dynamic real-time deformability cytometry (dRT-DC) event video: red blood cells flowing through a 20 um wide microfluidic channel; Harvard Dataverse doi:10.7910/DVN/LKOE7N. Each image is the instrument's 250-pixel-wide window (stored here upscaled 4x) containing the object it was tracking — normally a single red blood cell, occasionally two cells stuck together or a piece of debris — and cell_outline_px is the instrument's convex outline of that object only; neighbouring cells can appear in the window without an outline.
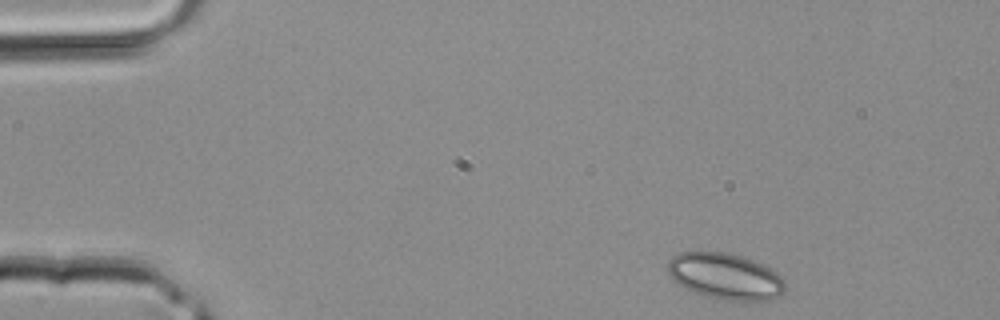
{"species": "common noctule bat (a hibernating species)", "species_latin": "Nyctalus noctula", "temperature_condition": "room temperature", "stored_images_in_passage": 34, "camera_frame_rate_fps": 3000, "um_per_image_px": 0.085, "animal": {"sex": "male", "body_mass_g": 20.4}, "frame": {"image": 1, "passage_image": 1, "time_ms": 0.0, "image_size_px": [1000, 320], "cell_outline_px": [[784, 288], [780, 296], [764, 304], [724, 300], [704, 296], [684, 288], [672, 280], [668, 272], [668, 260], [672, 256], [680, 252], [724, 252], [740, 256], [752, 260], [784, 276]], "centroid_in_image_um": [61.68, 23.54], "position_along_channel_um": 23.3, "area_um2": 32.31}}
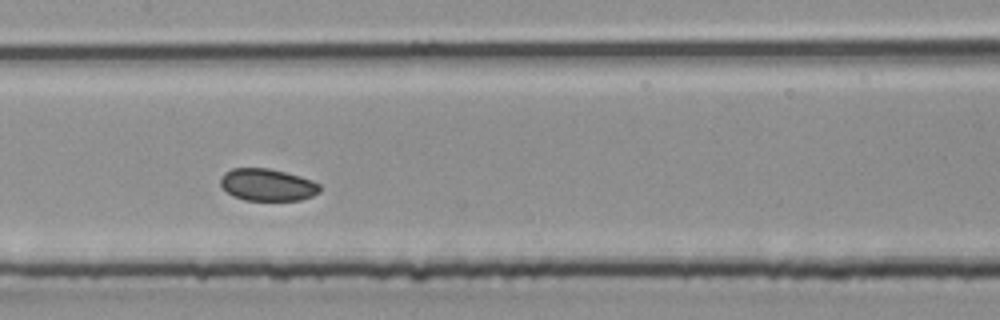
{"frame": {"image": 2, "passage_image": 15, "time_ms": 4.667, "image_size_px": [1000, 320], "cell_outline_px": [[320, 192], [312, 196], [300, 200], [244, 200], [232, 196], [220, 184], [220, 176], [224, 172], [232, 168], [268, 168], [300, 176], [312, 180], [320, 184]], "centroid_in_image_um": [22.72, 15.71], "position_along_channel_um": 184.7, "area_um2": 18.67}}
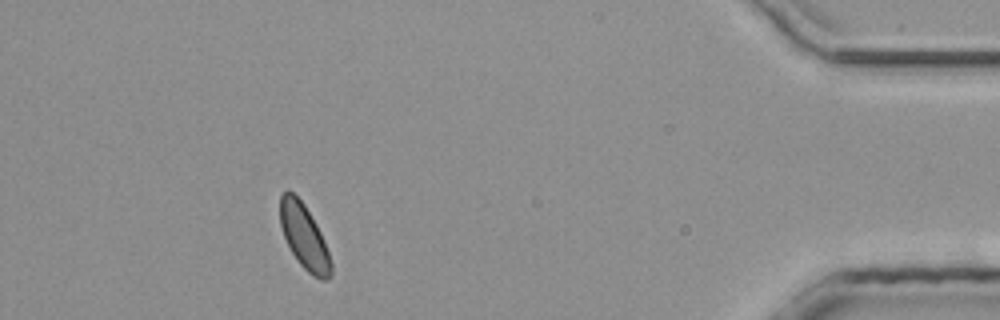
{"frame": {"image": 3, "passage_image": 31, "time_ms": 10.0, "image_size_px": [1000, 320], "cell_outline_px": [[332, 276], [328, 280], [320, 280], [312, 276], [300, 264], [292, 252], [284, 236], [280, 224], [280, 196], [288, 188], [304, 204], [316, 224], [324, 240], [332, 264]], "centroid_in_image_um": [25.87, 20.14], "position_along_channel_um": 409.3, "area_um2": 19.07}}